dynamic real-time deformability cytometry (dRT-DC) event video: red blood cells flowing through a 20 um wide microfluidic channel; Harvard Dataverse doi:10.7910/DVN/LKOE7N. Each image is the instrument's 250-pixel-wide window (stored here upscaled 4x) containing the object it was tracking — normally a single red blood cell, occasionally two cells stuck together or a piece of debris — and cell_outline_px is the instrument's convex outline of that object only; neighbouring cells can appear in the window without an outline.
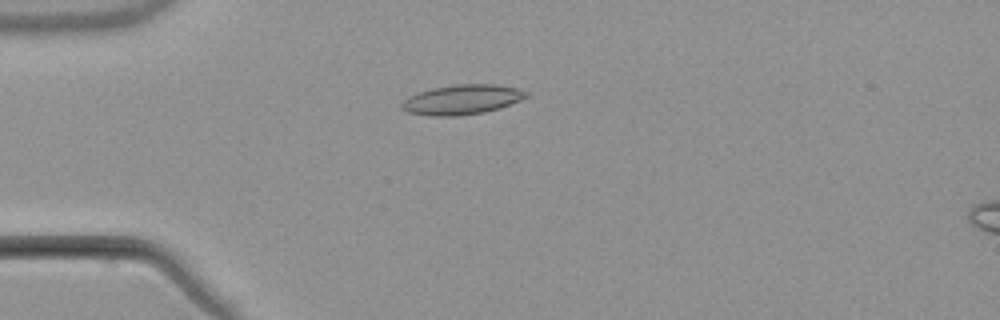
{"species": "common noctule bat (a hibernating species)", "species_latin": "Nyctalus noctula", "temperature_condition": "warm", "stored_images_in_passage": 6, "camera_frame_rate_fps": 3000, "um_per_image_px": 0.085, "animal": {"sex": "male", "body_mass_g": 21.5, "forearm_length_mm": 52.0}, "frame": {"image": 1, "passage_image": 4, "time_ms": 3.667, "image_size_px": [1000, 320], "cell_outline_px": [[528, 96], [520, 100], [500, 108], [484, 112], [456, 116], [428, 116], [408, 112], [400, 108], [400, 104], [408, 96], [432, 88], [456, 84], [496, 84], [520, 88], [528, 92]], "centroid_in_image_um": [39.27, 8.46], "position_along_channel_um": 45.7, "area_um2": 21.73}}
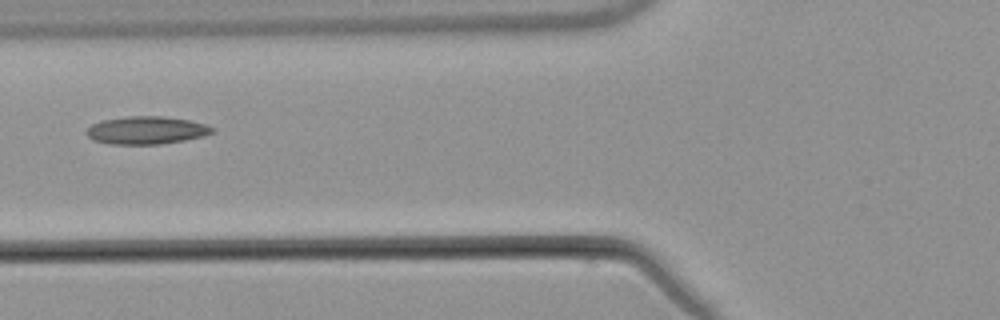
{"frame": {"image": 2, "passage_image": 6, "time_ms": 6.0, "image_size_px": [1000, 320], "cell_outline_px": [[216, 132], [204, 136], [184, 140], [160, 144], [108, 144], [92, 140], [84, 132], [92, 124], [104, 120], [128, 116], [164, 116], [188, 120], [204, 124], [216, 128]], "centroid_in_image_um": [12.46, 11.08], "position_along_channel_um": 113.3, "area_um2": 20.46}}